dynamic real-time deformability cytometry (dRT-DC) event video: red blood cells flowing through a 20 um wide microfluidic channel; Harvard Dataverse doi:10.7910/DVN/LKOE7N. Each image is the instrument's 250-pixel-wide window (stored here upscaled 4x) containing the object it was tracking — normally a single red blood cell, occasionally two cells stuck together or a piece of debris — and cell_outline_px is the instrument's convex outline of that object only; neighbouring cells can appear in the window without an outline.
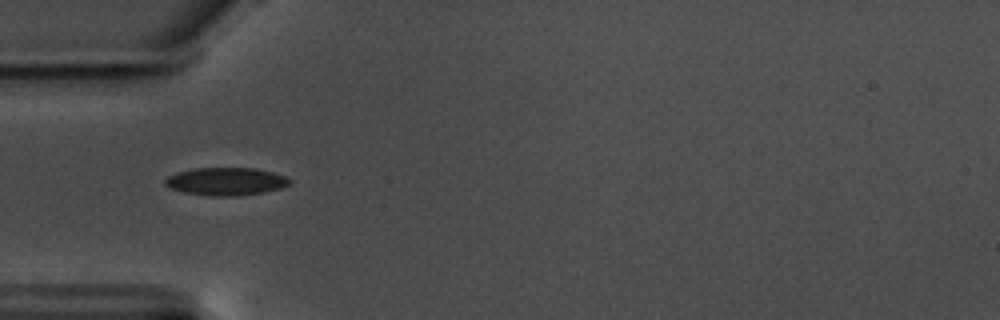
{"species": "common noctule bat (a hibernating species)", "species_latin": "Nyctalus noctula", "temperature_condition": "warm", "stored_images_in_passage": 41, "camera_frame_rate_fps": 3000, "um_per_image_px": 0.085, "animal": {"sex": "male", "body_mass_g": 17.5, "forearm_length_mm": 52.3}, "frame": {"image": 1, "passage_image": 1, "time_ms": 0.0, "image_size_px": [1000, 320], "cell_outline_px": [[292, 184], [280, 188], [264, 192], [240, 196], [212, 196], [184, 192], [168, 188], [164, 184], [164, 180], [168, 176], [176, 172], [192, 168], [256, 168], [272, 172], [284, 176], [292, 180]], "centroid_in_image_um": [19.19, 15.42], "position_along_channel_um": 65.8, "area_um2": 20.4}}
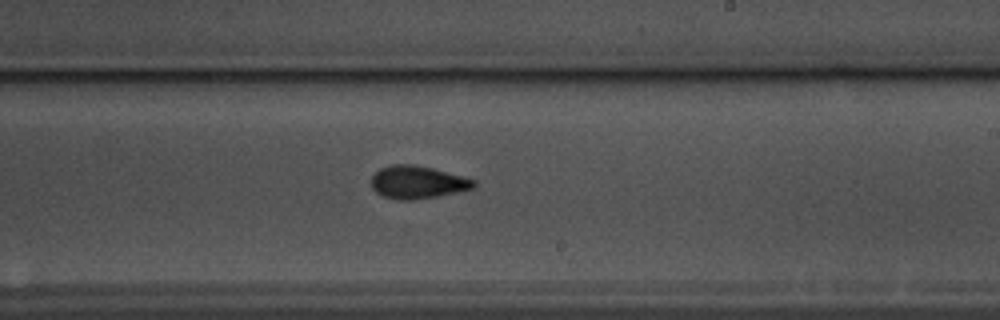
{"frame": {"image": 2, "passage_image": 17, "time_ms": 5.333, "image_size_px": [1000, 320], "cell_outline_px": [[476, 188], [436, 196], [412, 200], [396, 200], [384, 196], [376, 192], [372, 188], [372, 176], [380, 168], [392, 164], [412, 164], [432, 168], [476, 180]], "centroid_in_image_um": [35.48, 15.49], "position_along_channel_um": 253.5, "area_um2": 19.48}}
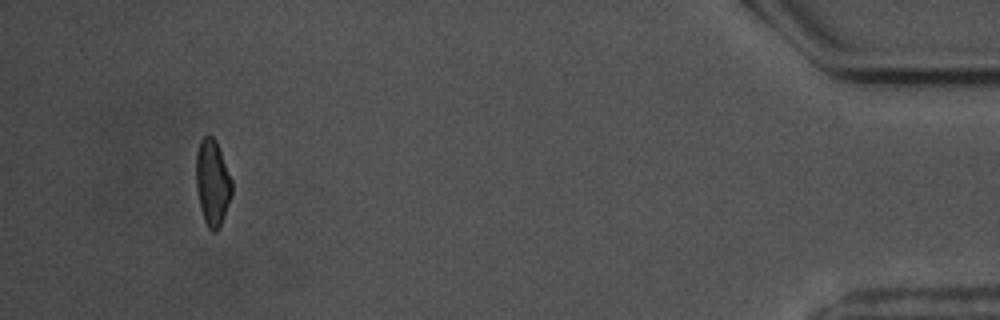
{"frame": {"image": 3, "passage_image": 37, "time_ms": 12.0, "image_size_px": [1000, 320], "cell_outline_px": [[232, 192], [220, 228], [216, 232], [212, 232], [208, 228], [204, 220], [200, 208], [196, 188], [196, 152], [200, 140], [204, 136], [212, 136], [216, 140], [232, 180]], "centroid_in_image_um": [18.05, 15.54], "position_along_channel_um": 417.2, "area_um2": 18.03}, "authors_computed_cell_mechanics": {"area_um2": 19.0162, "velocity_mm_per_s": 3.537, "shape_relaxation_time_tau1_ms": 3.5759, "shape_relaxation_time_tau2_ms": 5.1871, "deformation_change_tau1": 0.1152, "deformation_change_tau2": 0.1}}